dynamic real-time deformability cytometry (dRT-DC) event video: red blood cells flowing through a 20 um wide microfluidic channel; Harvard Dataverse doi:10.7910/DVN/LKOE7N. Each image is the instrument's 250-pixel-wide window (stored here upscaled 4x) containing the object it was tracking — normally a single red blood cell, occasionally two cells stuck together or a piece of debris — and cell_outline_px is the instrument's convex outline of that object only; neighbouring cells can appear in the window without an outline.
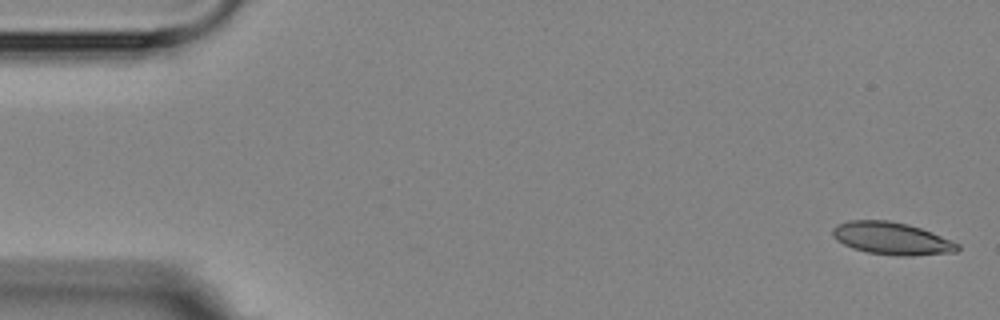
{"species": "Egyptian fruit bat (a non-hibernating species)", "species_latin": "Rousettus aegyptiacus", "temperature_condition": "room temperature", "stored_images_in_passage": 5, "camera_frame_rate_fps": 3000, "um_per_image_px": 0.085, "animal": {"sex": "female"}, "frame": {"image": 1, "passage_image": 1, "time_ms": 0.0, "image_size_px": [1000, 320], "cell_outline_px": [[960, 248], [956, 252], [912, 256], [896, 256], [868, 252], [852, 248], [836, 240], [832, 236], [832, 228], [836, 224], [848, 220], [888, 220], [908, 224], [932, 232], [952, 240], [960, 244]], "centroid_in_image_um": [75.79, 20.26], "position_along_channel_um": 9.2, "area_um2": 23.87}}